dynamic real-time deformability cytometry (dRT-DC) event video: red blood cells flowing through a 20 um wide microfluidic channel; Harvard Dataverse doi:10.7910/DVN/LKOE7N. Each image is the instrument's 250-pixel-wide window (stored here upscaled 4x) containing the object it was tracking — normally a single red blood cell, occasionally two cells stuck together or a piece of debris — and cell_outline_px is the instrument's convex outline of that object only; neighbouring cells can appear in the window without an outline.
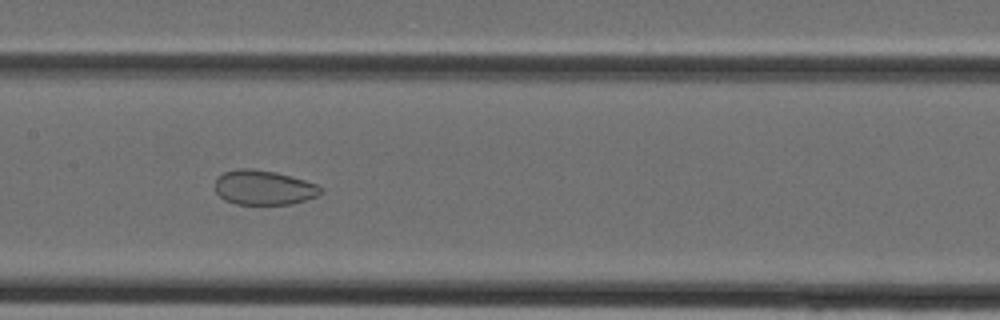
{"species": "Egyptian fruit bat (a non-hibernating species)", "species_latin": "Rousettus aegyptiacus", "temperature_condition": "cold", "stored_images_in_passage": 29, "camera_frame_rate_fps": 3000, "um_per_image_px": 0.085, "animal": {"sex": "female"}, "frame": {"image": 1, "passage_image": 19, "time_ms": 6.0, "image_size_px": [1000, 320], "cell_outline_px": [[324, 192], [316, 196], [292, 204], [236, 204], [224, 200], [216, 192], [216, 176], [224, 172], [236, 168], [252, 168], [276, 172], [292, 176], [316, 184], [324, 188]], "centroid_in_image_um": [22.42, 15.93], "position_along_channel_um": 185.0, "area_um2": 21.5}}
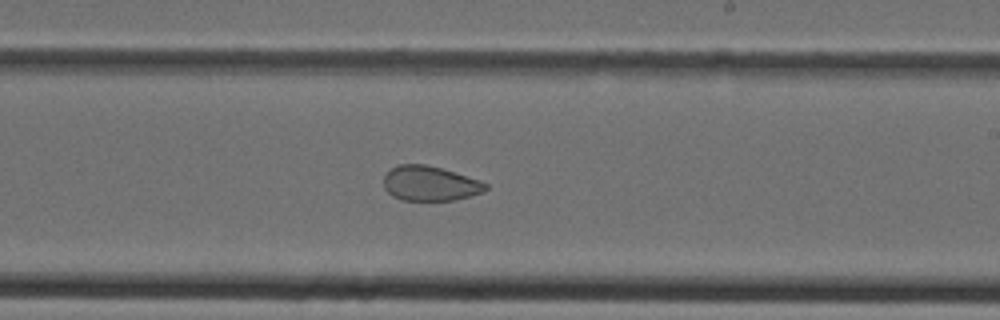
{"frame": {"image": 2, "passage_image": 23, "time_ms": 7.333, "image_size_px": [1000, 320], "cell_outline_px": [[488, 188], [480, 192], [456, 200], [400, 200], [392, 196], [384, 188], [384, 176], [392, 168], [400, 164], [424, 164], [440, 168], [480, 180], [488, 184]], "centroid_in_image_um": [36.52, 15.6], "position_along_channel_um": 252.5, "area_um2": 20.46}}
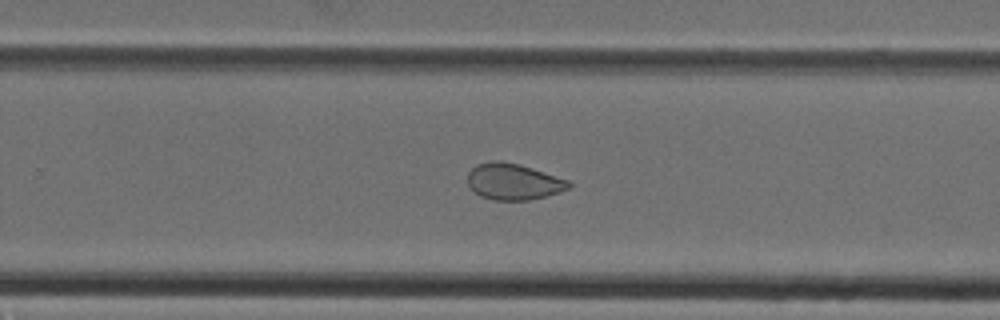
{"frame": {"image": 3, "passage_image": 25, "time_ms": 8.0, "image_size_px": [1000, 320], "cell_outline_px": [[572, 184], [568, 188], [560, 192], [528, 200], [492, 200], [480, 196], [468, 184], [468, 172], [476, 164], [488, 160], [500, 160], [520, 164], [568, 180]], "centroid_in_image_um": [43.61, 15.42], "position_along_channel_um": 286.2, "area_um2": 21.39}}